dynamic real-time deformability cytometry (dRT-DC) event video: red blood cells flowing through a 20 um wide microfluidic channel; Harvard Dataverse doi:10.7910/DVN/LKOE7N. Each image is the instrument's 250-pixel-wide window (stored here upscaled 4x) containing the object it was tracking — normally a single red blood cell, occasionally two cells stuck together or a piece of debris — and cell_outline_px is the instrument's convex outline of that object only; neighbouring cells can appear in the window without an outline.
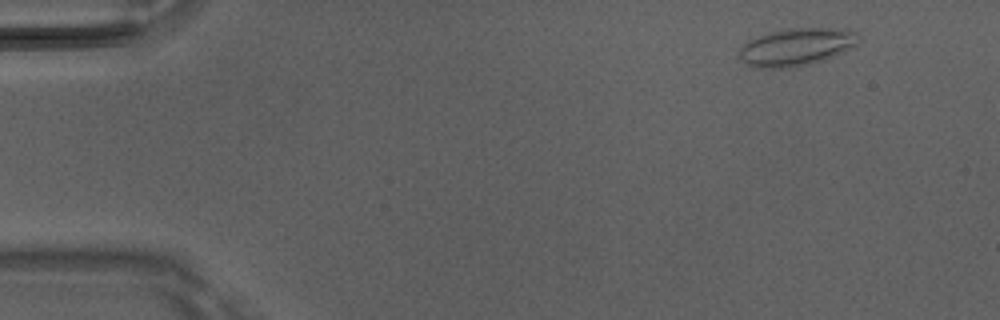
{"species": "Egyptian fruit bat (a non-hibernating species)", "species_latin": "Rousettus aegyptiacus", "temperature_condition": "room temperature", "stored_images_in_passage": 4, "camera_frame_rate_fps": 3000, "um_per_image_px": 0.085, "animal": {"sex": "male"}, "frame": {"image": 1, "passage_image": 2, "time_ms": 0.333, "image_size_px": [1000, 320], "cell_outline_px": [[860, 40], [856, 44], [844, 52], [824, 60], [808, 64], [788, 68], [752, 68], [740, 56], [740, 48], [748, 40], [772, 32], [788, 28], [836, 28], [856, 32]], "centroid_in_image_um": [67.71, 4.0], "position_along_channel_um": 17.3, "area_um2": 25.89}}